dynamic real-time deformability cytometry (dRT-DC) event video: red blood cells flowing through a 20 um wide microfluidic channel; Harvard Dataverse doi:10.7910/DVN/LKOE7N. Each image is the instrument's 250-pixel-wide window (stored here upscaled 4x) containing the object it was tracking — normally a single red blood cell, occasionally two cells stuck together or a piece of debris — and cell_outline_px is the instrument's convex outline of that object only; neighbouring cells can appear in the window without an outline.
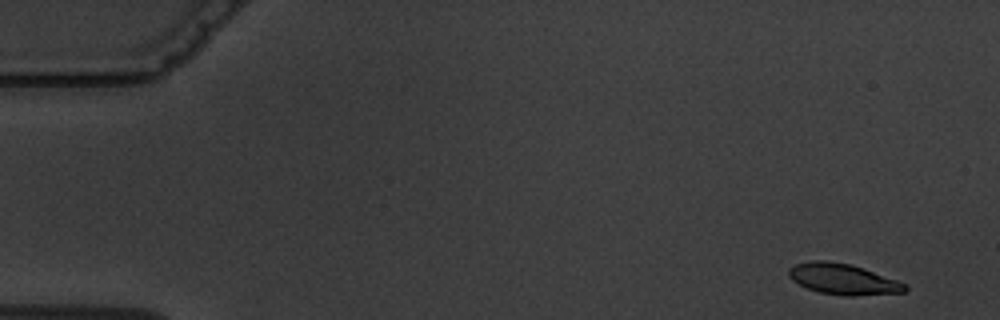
{"species": "common noctule bat (a hibernating species)", "species_latin": "Nyctalus noctula", "temperature_condition": "warm", "stored_images_in_passage": 6, "camera_frame_rate_fps": 3000, "um_per_image_px": 0.085, "animal": {"sex": "male", "body_mass_g": 19.5, "forearm_length_mm": 54.6}, "frame": {"image": 1, "passage_image": 1, "time_ms": 0.0, "image_size_px": [1000, 320], "cell_outline_px": [[908, 288], [904, 292], [852, 296], [844, 296], [820, 292], [808, 288], [792, 280], [788, 276], [788, 268], [796, 264], [816, 260], [824, 260], [852, 264], [908, 284]], "centroid_in_image_um": [71.67, 23.72], "position_along_channel_um": 13.3, "area_um2": 20.81}}